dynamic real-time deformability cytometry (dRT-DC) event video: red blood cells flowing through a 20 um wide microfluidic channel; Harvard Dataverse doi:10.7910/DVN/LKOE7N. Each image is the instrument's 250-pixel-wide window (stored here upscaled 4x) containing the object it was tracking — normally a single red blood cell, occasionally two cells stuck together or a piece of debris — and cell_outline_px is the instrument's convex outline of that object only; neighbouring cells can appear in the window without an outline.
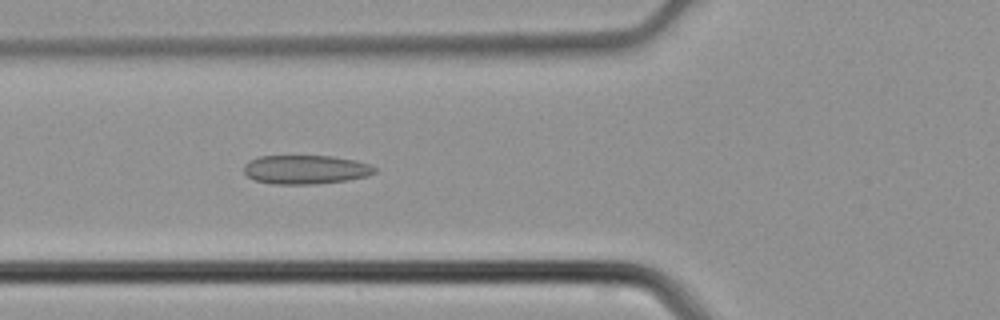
{"species": "common noctule bat (a hibernating species)", "species_latin": "Nyctalus noctula", "temperature_condition": "cold", "stored_images_in_passage": 36, "camera_frame_rate_fps": 3000, "um_per_image_px": 0.085, "animal": {"sex": "male", "body_mass_g": 21.5, "forearm_length_mm": 52.0}, "frame": {"image": 1, "passage_image": 8, "time_ms": 2.333, "image_size_px": [1000, 320], "cell_outline_px": [[376, 172], [368, 176], [348, 180], [312, 184], [272, 184], [256, 180], [248, 176], [244, 172], [244, 164], [248, 160], [260, 156], [332, 156], [356, 160], [368, 164], [376, 168]], "centroid_in_image_um": [25.97, 14.41], "position_along_channel_um": 99.8, "area_um2": 22.08}}
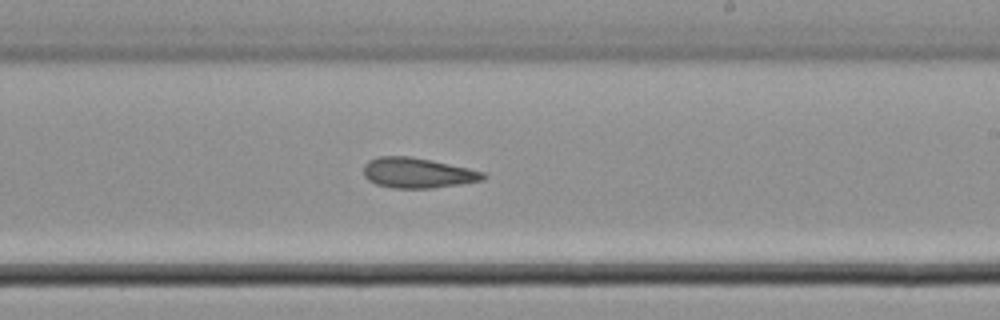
{"frame": {"image": 2, "passage_image": 18, "time_ms": 5.667, "image_size_px": [1000, 320], "cell_outline_px": [[488, 176], [484, 180], [460, 184], [432, 188], [392, 188], [376, 184], [368, 180], [364, 176], [364, 164], [368, 160], [376, 156], [412, 156], [432, 160], [468, 168], [484, 172]], "centroid_in_image_um": [35.48, 14.69], "position_along_channel_um": 253.5, "area_um2": 21.27}}
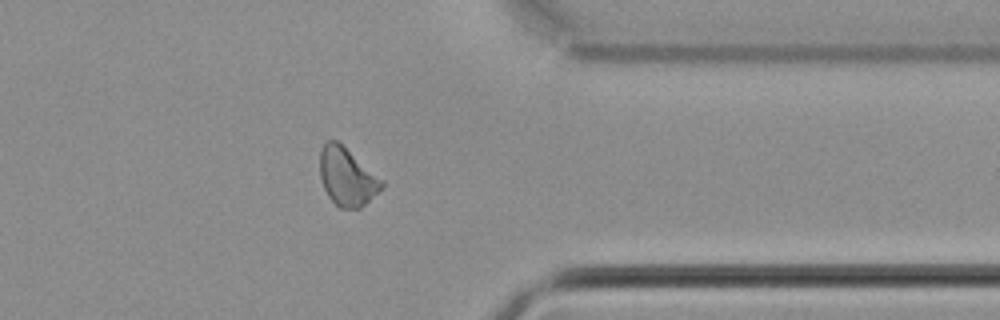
{"frame": {"image": 3, "passage_image": 27, "time_ms": 8.667, "image_size_px": [1000, 320], "cell_outline_px": [[384, 188], [360, 208], [340, 208], [328, 196], [324, 188], [320, 176], [320, 152], [324, 144], [328, 140], [336, 140], [384, 180]], "centroid_in_image_um": [29.51, 15.04], "position_along_channel_um": 381.9, "area_um2": 20.75}}